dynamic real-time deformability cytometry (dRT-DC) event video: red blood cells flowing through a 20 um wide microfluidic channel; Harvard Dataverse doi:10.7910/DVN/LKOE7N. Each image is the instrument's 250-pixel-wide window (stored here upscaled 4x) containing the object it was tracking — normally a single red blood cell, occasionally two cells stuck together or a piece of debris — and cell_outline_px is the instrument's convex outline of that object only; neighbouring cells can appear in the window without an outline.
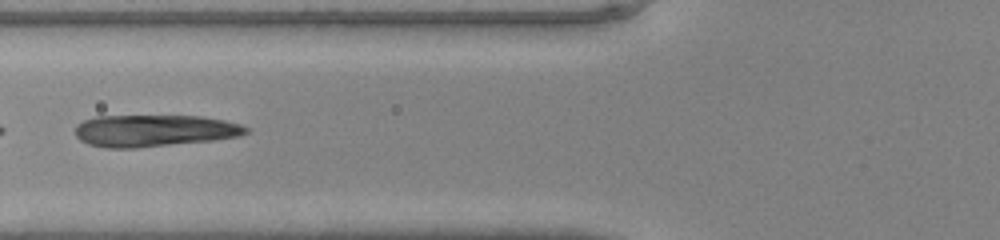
{"species": "common noctule bat (a hibernating species)", "species_latin": "Nyctalus noctula", "temperature_condition": "warm", "stored_images_in_passage": 45, "camera_frame_rate_fps": 3000, "um_per_image_px": 0.085, "animal": {"sex": "male", "body_mass_g": 20.0, "forearm_length_mm": 53.3}, "frame": {"image": 1, "passage_image": 18, "time_ms": 5.667, "image_size_px": [1000, 240], "cell_outline_px": [[248, 132], [240, 136], [212, 140], [136, 148], [104, 148], [88, 144], [80, 140], [76, 136], [76, 124], [84, 120], [96, 116], [200, 116], [224, 120], [240, 124], [248, 128]], "centroid_in_image_um": [13.08, 11.11], "position_along_channel_um": 112.7, "area_um2": 31.73}}
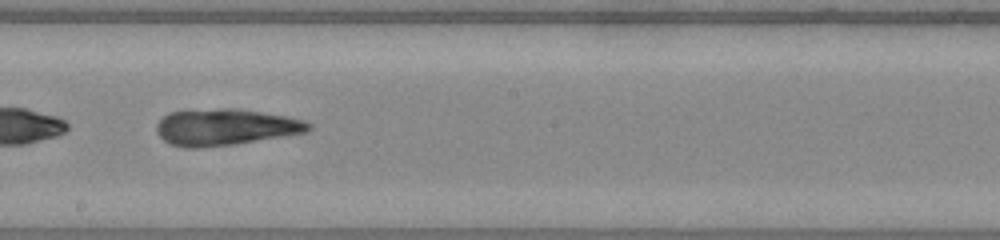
{"frame": {"image": 2, "passage_image": 26, "time_ms": 8.333, "image_size_px": [1000, 240], "cell_outline_px": [[312, 128], [308, 132], [232, 144], [200, 148], [184, 148], [168, 144], [156, 132], [156, 124], [168, 112], [220, 108], [240, 108], [288, 116], [304, 120], [312, 124]], "centroid_in_image_um": [19.16, 10.8], "position_along_channel_um": 229.0, "area_um2": 32.54}}
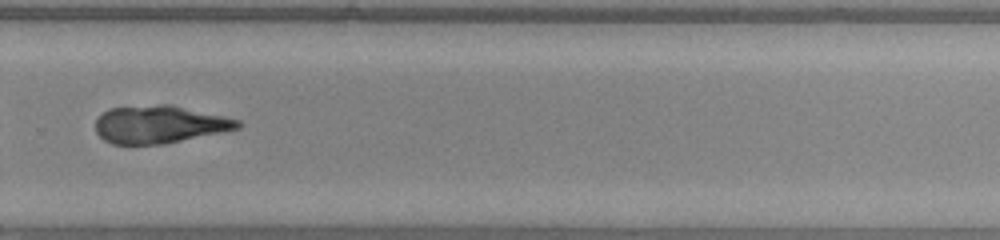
{"frame": {"image": 3, "passage_image": 32, "time_ms": 10.333, "image_size_px": [1000, 240], "cell_outline_px": [[244, 124], [240, 128], [164, 144], [112, 144], [104, 140], [96, 132], [96, 120], [108, 108], [160, 104], [168, 104], [224, 116], [240, 120]], "centroid_in_image_um": [13.56, 10.57], "position_along_channel_um": 316.2, "area_um2": 31.1}}